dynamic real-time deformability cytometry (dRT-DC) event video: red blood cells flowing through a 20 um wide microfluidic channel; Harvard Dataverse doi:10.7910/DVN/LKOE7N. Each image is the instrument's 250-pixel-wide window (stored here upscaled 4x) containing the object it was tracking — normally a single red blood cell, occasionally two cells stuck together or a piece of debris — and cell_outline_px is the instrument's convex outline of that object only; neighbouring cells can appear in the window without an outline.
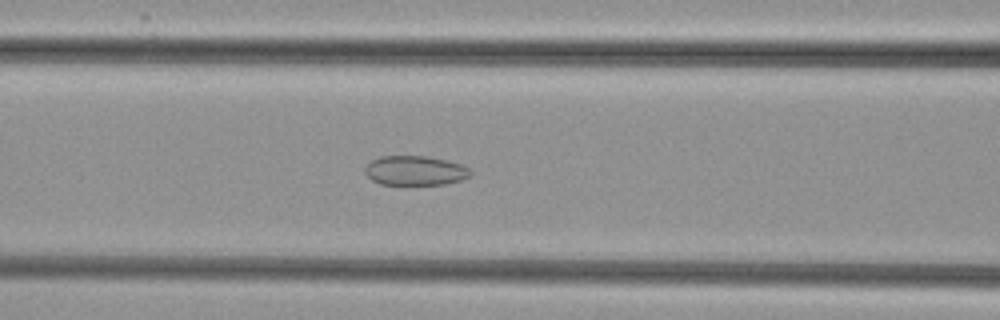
{"species": "common noctule bat (a hibernating species)", "species_latin": "Nyctalus noctula", "temperature_condition": "cold", "stored_images_in_passage": 54, "camera_frame_rate_fps": 3000, "um_per_image_px": 0.085, "animal": {"sex": "female", "body_mass_g": 29.2, "forearm_length_mm": 56.3}, "frame": {"image": 1, "passage_image": 23, "time_ms": 7.333, "image_size_px": [1000, 320], "cell_outline_px": [[472, 172], [468, 176], [460, 180], [444, 184], [380, 184], [372, 180], [364, 172], [364, 168], [372, 160], [380, 156], [428, 156], [448, 160], [460, 164], [468, 168]], "centroid_in_image_um": [35.26, 14.49], "position_along_channel_um": 131.3, "area_um2": 18.03}}
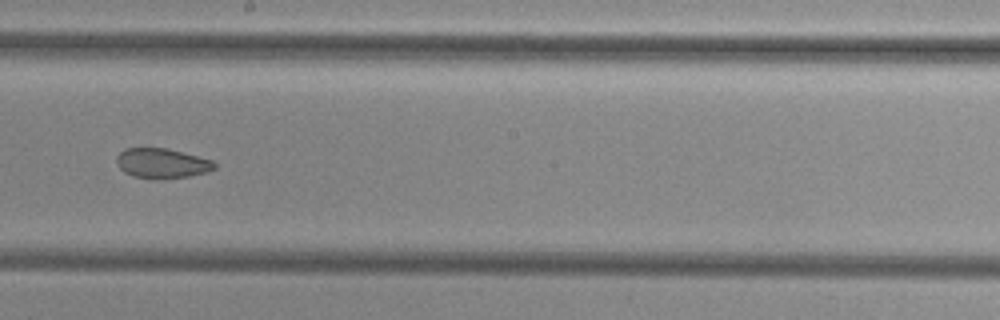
{"frame": {"image": 2, "passage_image": 31, "time_ms": 10.0, "image_size_px": [1000, 320], "cell_outline_px": [[216, 168], [208, 172], [188, 176], [156, 180], [152, 180], [132, 176], [124, 172], [116, 164], [116, 156], [124, 148], [168, 148], [212, 160], [216, 164]], "centroid_in_image_um": [13.74, 13.89], "position_along_channel_um": 234.5, "area_um2": 17.34}}
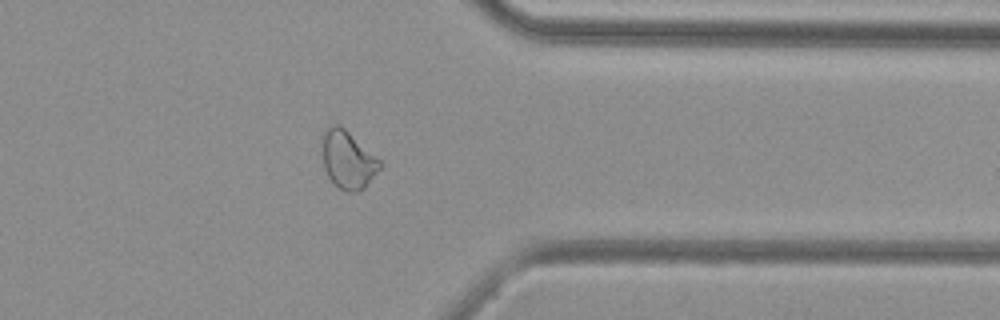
{"frame": {"image": 3, "passage_image": 43, "time_ms": 14.0, "image_size_px": [1000, 320], "cell_outline_px": [[380, 168], [364, 188], [352, 192], [348, 192], [340, 188], [328, 176], [324, 168], [320, 140], [324, 128], [328, 124], [340, 124], [376, 156], [380, 160]], "centroid_in_image_um": [29.51, 13.51], "position_along_channel_um": 381.9, "area_um2": 19.54}}